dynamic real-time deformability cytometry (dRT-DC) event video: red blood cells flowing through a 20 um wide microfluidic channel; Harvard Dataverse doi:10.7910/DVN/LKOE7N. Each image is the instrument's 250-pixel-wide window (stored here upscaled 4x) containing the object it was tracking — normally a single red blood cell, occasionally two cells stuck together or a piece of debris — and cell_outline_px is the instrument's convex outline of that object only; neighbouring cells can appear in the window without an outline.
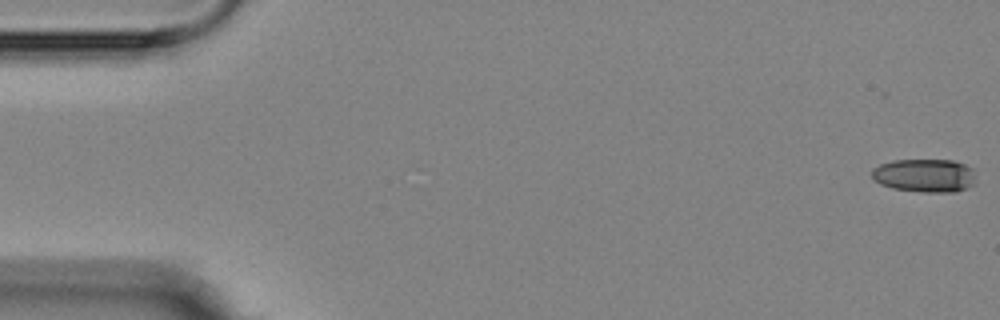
{"species": "Egyptian fruit bat (a non-hibernating species)", "species_latin": "Rousettus aegyptiacus", "temperature_condition": "room temperature", "stored_images_in_passage": 8, "camera_frame_rate_fps": 3000, "um_per_image_px": 0.085, "animal": {"sex": "female"}, "frame": {"image": 1, "passage_image": 1, "time_ms": 0.0, "image_size_px": [1000, 320], "cell_outline_px": [[976, 176], [972, 184], [968, 188], [956, 192], [920, 192], [892, 188], [880, 184], [872, 180], [872, 168], [880, 164], [892, 160], [952, 160], [964, 164], [972, 168]], "centroid_in_image_um": [78.58, 14.92], "position_along_channel_um": 6.4, "area_um2": 20.46}}
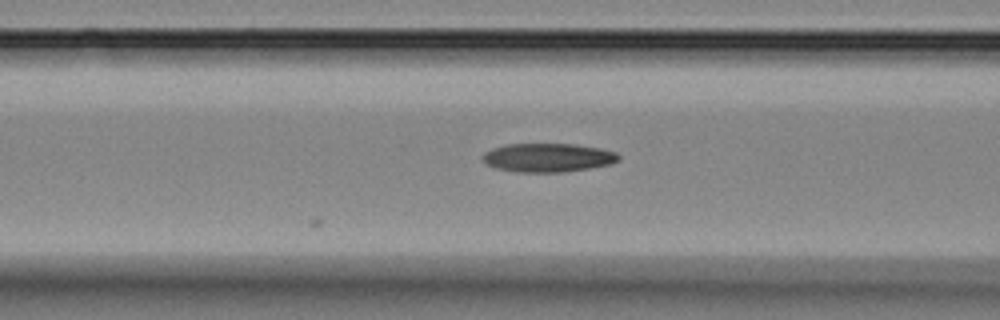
{"frame": {"image": 2, "passage_image": 7, "time_ms": 7.0, "image_size_px": [1000, 320], "cell_outline_px": [[620, 160], [612, 164], [564, 172], [516, 172], [496, 168], [488, 164], [480, 156], [484, 152], [492, 148], [504, 144], [572, 144], [600, 148], [616, 152], [620, 156]], "centroid_in_image_um": [46.57, 13.39], "position_along_channel_um": 120.0, "area_um2": 22.83}}
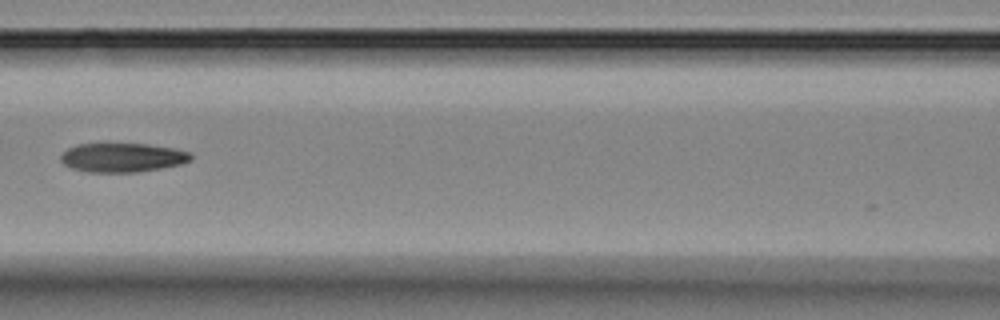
{"frame": {"image": 3, "passage_image": 8, "time_ms": 8.0, "image_size_px": [1000, 320], "cell_outline_px": [[192, 160], [180, 164], [160, 168], [136, 172], [88, 172], [72, 168], [64, 164], [60, 160], [60, 156], [68, 148], [76, 144], [148, 144], [176, 148], [188, 152], [192, 156]], "centroid_in_image_um": [10.4, 13.39], "position_along_channel_um": 156.2, "area_um2": 21.96}}